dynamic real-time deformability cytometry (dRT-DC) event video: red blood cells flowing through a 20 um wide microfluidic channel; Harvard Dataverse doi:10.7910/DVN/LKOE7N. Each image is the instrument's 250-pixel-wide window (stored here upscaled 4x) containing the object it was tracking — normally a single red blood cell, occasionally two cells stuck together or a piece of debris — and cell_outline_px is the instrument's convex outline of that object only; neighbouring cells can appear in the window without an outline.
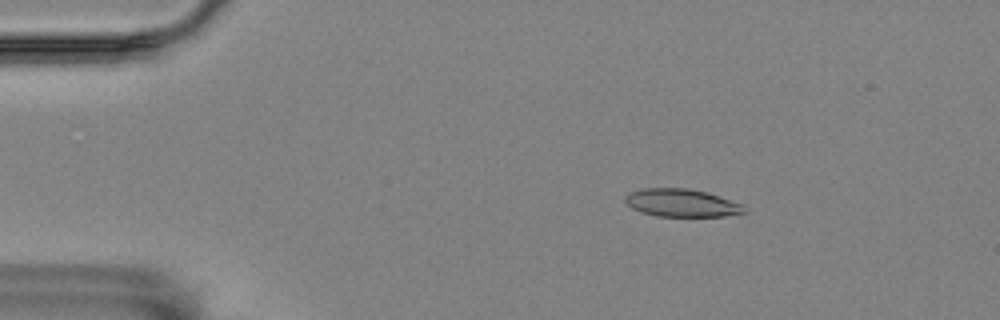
{"species": "Egyptian fruit bat (a non-hibernating species)", "species_latin": "Rousettus aegyptiacus", "temperature_condition": "room temperature", "stored_images_in_passage": 53, "camera_frame_rate_fps": 3000, "um_per_image_px": 0.085, "animal": {"sex": "female"}, "frame": {"image": 1, "passage_image": 6, "time_ms": 1.667, "image_size_px": [1000, 320], "cell_outline_px": [[748, 212], [724, 216], [656, 216], [640, 212], [632, 208], [624, 200], [624, 196], [632, 192], [644, 188], [688, 188], [708, 192], [744, 204]], "centroid_in_image_um": [57.98, 17.25], "position_along_channel_um": 27.0, "area_um2": 19.48}}
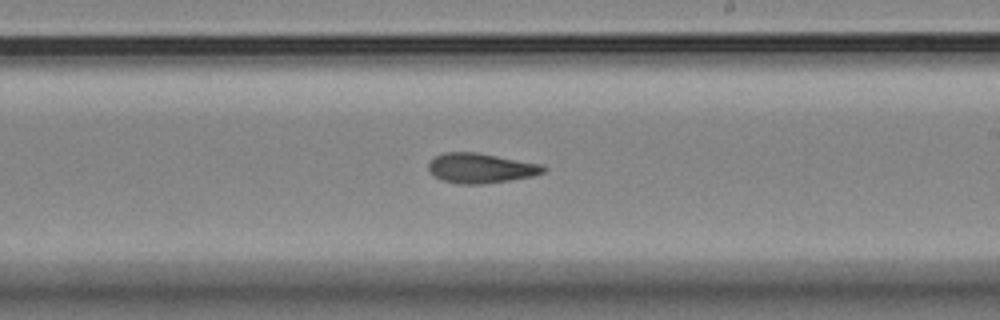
{"frame": {"image": 2, "passage_image": 30, "time_ms": 9.667, "image_size_px": [1000, 320], "cell_outline_px": [[548, 168], [544, 172], [532, 176], [484, 184], [456, 184], [432, 176], [428, 172], [428, 164], [436, 156], [444, 152], [476, 152], [540, 164]], "centroid_in_image_um": [40.82, 14.3], "position_along_channel_um": 248.2, "area_um2": 19.94}}
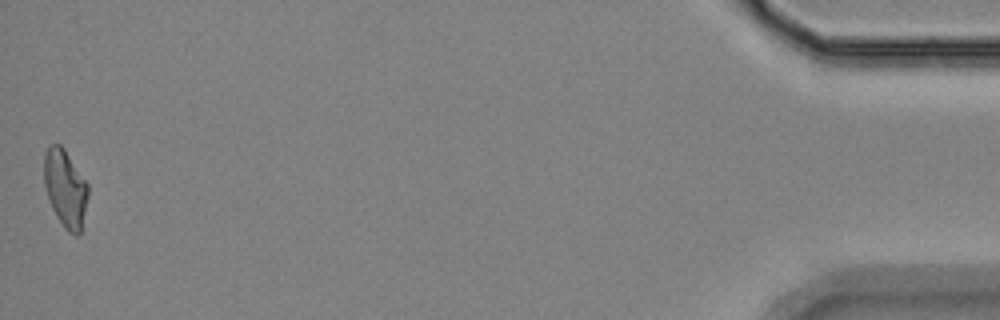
{"frame": {"image": 3, "passage_image": 53, "time_ms": 17.333, "image_size_px": [1000, 320], "cell_outline_px": [[88, 196], [80, 232], [76, 236], [68, 232], [64, 228], [56, 216], [52, 208], [44, 184], [44, 152], [48, 144], [60, 144], [64, 148], [88, 184]], "centroid_in_image_um": [5.54, 15.99], "position_along_channel_um": 429.7, "area_um2": 19.83}, "authors_computed_cell_mechanics": {"area_um2": 20.0566, "velocity_mm_per_s": 3.5361, "shape_relaxation_time_tau1_ms": 8.8234, "shape_relaxation_time_tau2_ms": 3.2286, "deformation_change_tau1": 0.2035, "deformation_change_tau2": 0.1169}}